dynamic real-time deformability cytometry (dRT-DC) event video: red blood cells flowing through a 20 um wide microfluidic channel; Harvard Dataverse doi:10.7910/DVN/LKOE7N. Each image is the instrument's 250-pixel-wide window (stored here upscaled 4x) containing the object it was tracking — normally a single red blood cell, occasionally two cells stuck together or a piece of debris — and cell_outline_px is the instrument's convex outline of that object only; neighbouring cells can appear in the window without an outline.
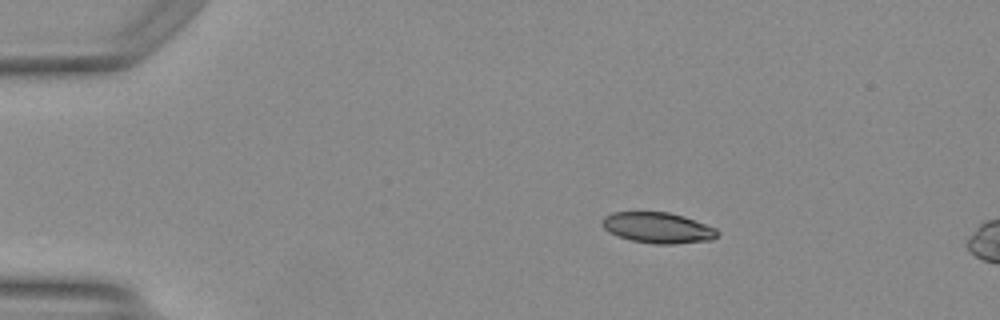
{"species": "Egyptian fruit bat (a non-hibernating species)", "species_latin": "Rousettus aegyptiacus", "temperature_condition": "warm", "stored_images_in_passage": 6, "camera_frame_rate_fps": 3000, "um_per_image_px": 0.085, "animal": {"sex": "female"}, "frame": {"image": 1, "passage_image": 1, "time_ms": 0.0, "image_size_px": [1000, 320], "cell_outline_px": [[720, 232], [712, 240], [672, 244], [652, 244], [632, 240], [616, 236], [608, 232], [600, 224], [600, 220], [604, 216], [612, 212], [668, 212], [684, 216], [716, 228]], "centroid_in_image_um": [55.88, 19.36], "position_along_channel_um": 29.1, "area_um2": 20.87}}